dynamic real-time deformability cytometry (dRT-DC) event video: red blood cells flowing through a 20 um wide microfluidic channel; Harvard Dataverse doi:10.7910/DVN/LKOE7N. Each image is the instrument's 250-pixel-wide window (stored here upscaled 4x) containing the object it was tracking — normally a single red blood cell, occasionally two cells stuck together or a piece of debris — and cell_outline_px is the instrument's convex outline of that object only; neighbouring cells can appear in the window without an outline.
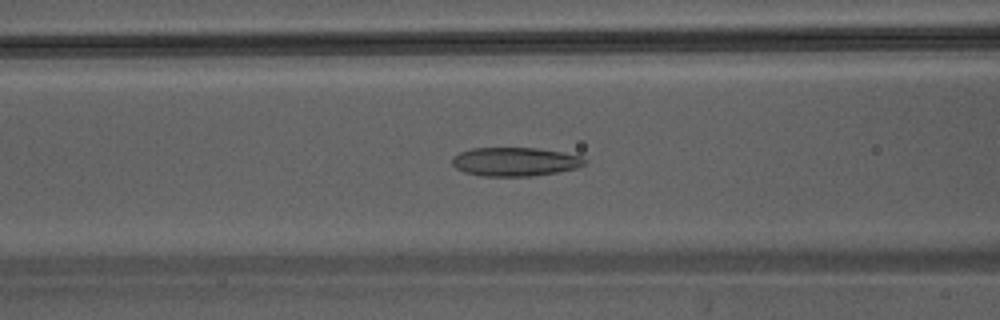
{"species": "Egyptian fruit bat (a non-hibernating species)", "species_latin": "Rousettus aegyptiacus", "temperature_condition": "warm", "stored_images_in_passage": 45, "camera_frame_rate_fps": 3000, "um_per_image_px": 0.085, "animal": {"sex": "male"}, "frame": {"image": 1, "passage_image": 19, "time_ms": 6.0, "image_size_px": [1000, 320], "cell_outline_px": [[588, 160], [584, 164], [576, 168], [556, 172], [532, 176], [484, 176], [464, 172], [456, 168], [452, 164], [452, 156], [460, 152], [472, 148], [536, 148], [560, 152], [580, 156]], "centroid_in_image_um": [43.74, 13.74], "position_along_channel_um": 122.9, "area_um2": 22.08}}
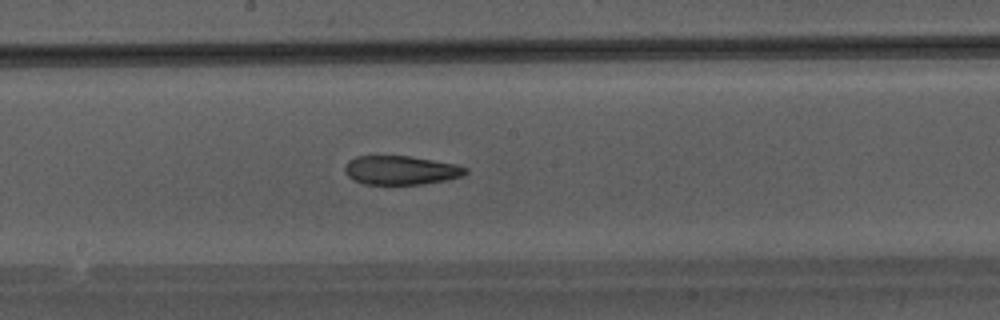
{"frame": {"image": 2, "passage_image": 25, "time_ms": 8.0, "image_size_px": [1000, 320], "cell_outline_px": [[468, 172], [464, 176], [448, 180], [420, 184], [364, 184], [348, 176], [344, 172], [344, 168], [348, 160], [356, 156], [408, 156], [456, 164], [468, 168]], "centroid_in_image_um": [34.09, 14.47], "position_along_channel_um": 214.1, "area_um2": 20.35}}
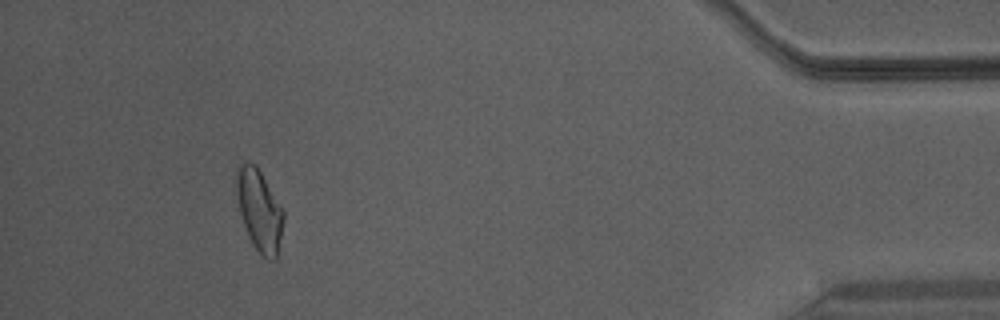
{"frame": {"image": 3, "passage_image": 42, "time_ms": 13.667, "image_size_px": [1000, 320], "cell_outline_px": [[284, 220], [276, 260], [268, 260], [252, 244], [244, 224], [240, 212], [236, 188], [236, 164], [248, 160], [256, 164], [280, 204], [284, 212]], "centroid_in_image_um": [22.04, 17.81], "position_along_channel_um": 413.2, "area_um2": 22.31}}